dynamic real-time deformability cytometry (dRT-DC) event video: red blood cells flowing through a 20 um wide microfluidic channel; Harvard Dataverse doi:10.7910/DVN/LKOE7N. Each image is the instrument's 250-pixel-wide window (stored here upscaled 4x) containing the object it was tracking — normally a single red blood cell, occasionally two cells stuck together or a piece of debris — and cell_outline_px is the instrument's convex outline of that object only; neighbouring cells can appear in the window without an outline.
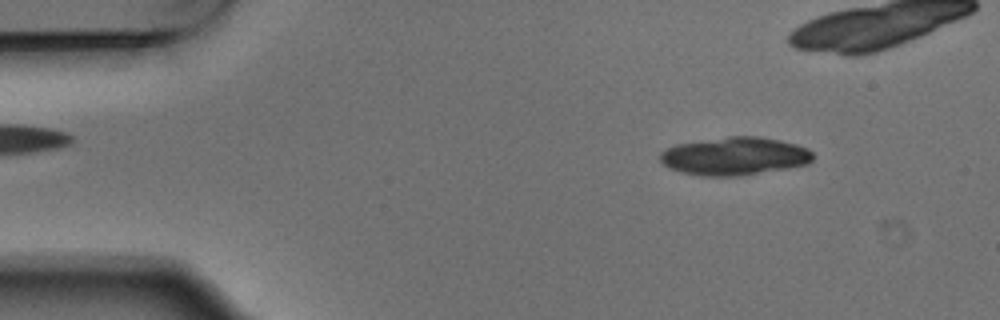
{"species": "Egyptian fruit bat (a non-hibernating species)", "species_latin": "Rousettus aegyptiacus", "temperature_condition": "warm", "stored_images_in_passage": 9, "segment_of_instrument_passage": [1, 2], "camera_frame_rate_fps": 3000, "um_per_image_px": 0.085, "animal": {"sex": "male"}, "frame": {"image": 1, "passage_image": 2, "time_ms": 0.333, "image_size_px": [1000, 320], "cell_outline_px": [[812, 160], [808, 164], [788, 168], [740, 176], [700, 176], [680, 172], [664, 164], [660, 160], [660, 152], [676, 144], [728, 136], [760, 136], [780, 140], [796, 144], [808, 148], [812, 152]], "centroid_in_image_um": [62.46, 13.27], "position_along_channel_um": 22.5, "area_um2": 33.93}}